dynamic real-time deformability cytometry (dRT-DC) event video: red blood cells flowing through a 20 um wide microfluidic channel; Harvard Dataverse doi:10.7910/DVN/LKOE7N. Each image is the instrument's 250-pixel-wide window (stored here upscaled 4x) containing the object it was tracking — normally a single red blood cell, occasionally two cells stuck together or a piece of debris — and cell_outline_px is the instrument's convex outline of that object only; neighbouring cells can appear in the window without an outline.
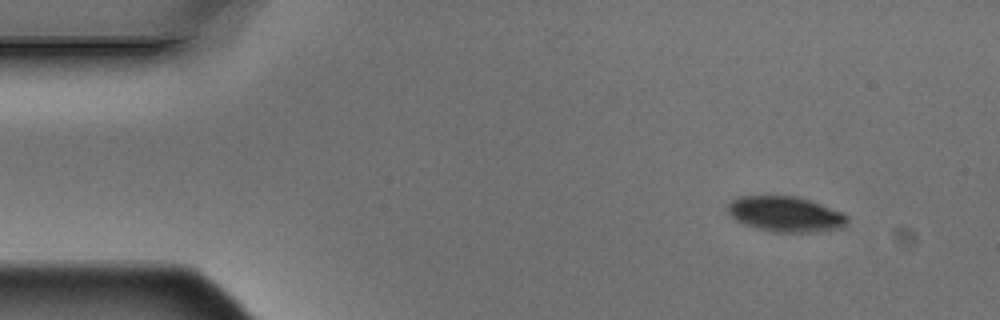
{"species": "Egyptian fruit bat (a non-hibernating species)", "species_latin": "Rousettus aegyptiacus", "temperature_condition": "warm", "stored_images_in_passage": 5, "camera_frame_rate_fps": 3000, "um_per_image_px": 0.085, "animal": {"sex": "male"}, "frame": {"image": 1, "passage_image": 1, "time_ms": 0.0, "image_size_px": [1000, 320], "cell_outline_px": [[848, 224], [844, 228], [808, 232], [776, 232], [756, 228], [744, 224], [736, 220], [724, 208], [736, 196], [800, 196], [840, 212], [848, 216]], "centroid_in_image_um": [66.75, 18.19], "position_along_channel_um": 18.3, "area_um2": 24.74}}
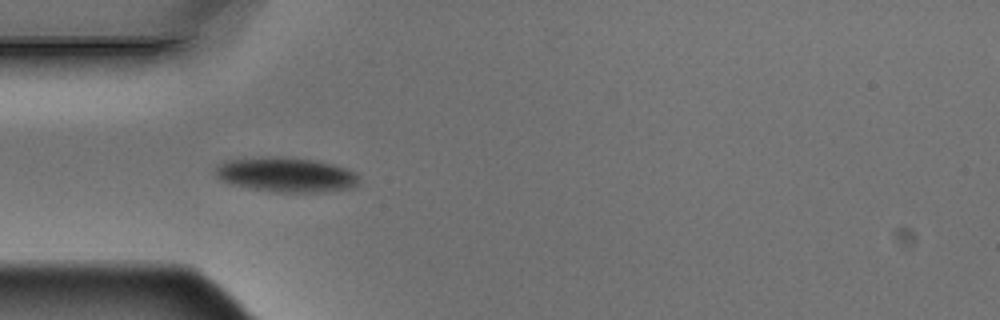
{"frame": {"image": 2, "passage_image": 4, "time_ms": 1.0, "image_size_px": [1000, 320], "cell_outline_px": [[360, 184], [352, 188], [324, 192], [276, 192], [248, 188], [232, 184], [220, 180], [216, 176], [212, 168], [224, 160], [264, 156], [280, 156], [316, 160], [332, 164], [356, 172]], "centroid_in_image_um": [24.28, 14.84], "position_along_channel_um": 60.7, "area_um2": 29.59}}
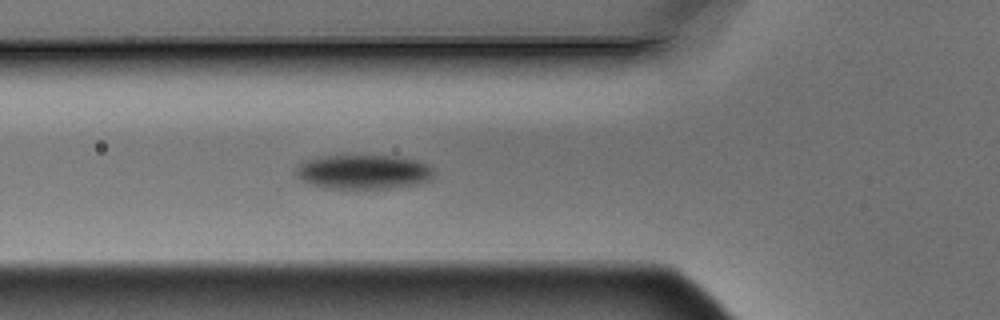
{"frame": {"image": 3, "passage_image": 5, "time_ms": 1.333, "image_size_px": [1000, 320], "cell_outline_px": [[436, 172], [432, 180], [420, 184], [388, 188], [324, 188], [308, 184], [296, 176], [292, 172], [296, 164], [304, 160], [316, 156], [396, 156], [416, 160], [428, 164]], "centroid_in_image_um": [30.85, 14.61], "position_along_channel_um": 94.9, "area_um2": 28.26}}